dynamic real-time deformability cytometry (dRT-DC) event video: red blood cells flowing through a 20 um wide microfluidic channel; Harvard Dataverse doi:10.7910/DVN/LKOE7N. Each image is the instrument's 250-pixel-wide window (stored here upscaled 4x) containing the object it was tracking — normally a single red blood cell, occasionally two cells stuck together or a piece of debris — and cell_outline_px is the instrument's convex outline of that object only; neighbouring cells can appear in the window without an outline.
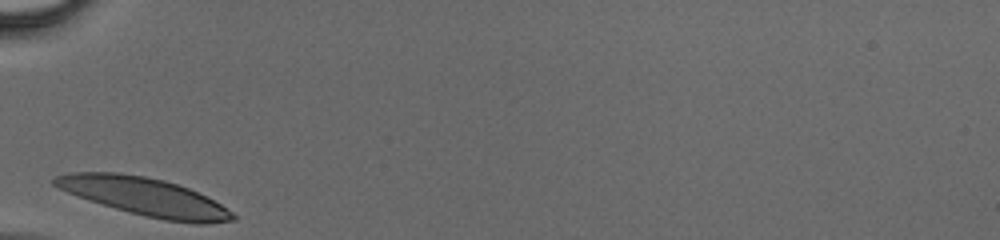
{"species": "human", "species_latin": "Homo sapiens", "temperature_condition": "cold", "stored_images_in_passage": 23, "camera_frame_rate_fps": 3000, "um_per_image_px": 0.085, "donor": {"sex": "male"}, "frame": {"image": 1, "passage_image": 1, "time_ms": 0.0, "image_size_px": [1000, 240], "cell_outline_px": [[236, 220], [208, 224], [196, 224], [164, 220], [144, 216], [88, 200], [68, 192], [52, 184], [52, 180], [56, 176], [72, 172], [116, 172], [144, 176], [164, 180], [188, 188], [220, 204], [232, 212], [236, 216]], "centroid_in_image_um": [12.3, 16.73], "position_along_channel_um": 72.7, "area_um2": 39.07}}
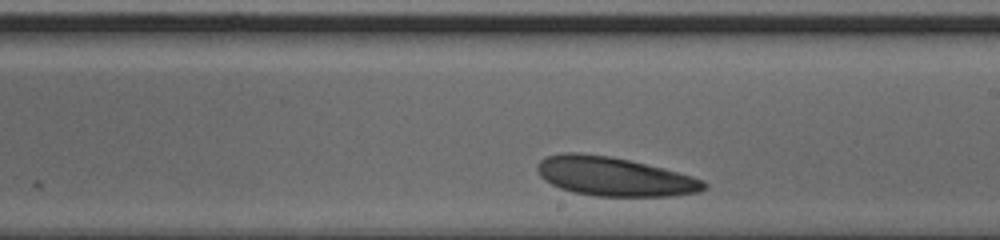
{"frame": {"image": 2, "passage_image": 13, "time_ms": 4.0, "image_size_px": [1000, 240], "cell_outline_px": [[708, 188], [700, 192], [672, 196], [596, 196], [572, 192], [560, 188], [544, 180], [540, 176], [536, 168], [536, 164], [544, 156], [560, 152], [580, 152], [608, 156], [628, 160], [692, 176], [704, 180], [708, 184]], "centroid_in_image_um": [52.17, 15.0], "position_along_channel_um": 236.8, "area_um2": 37.97}}
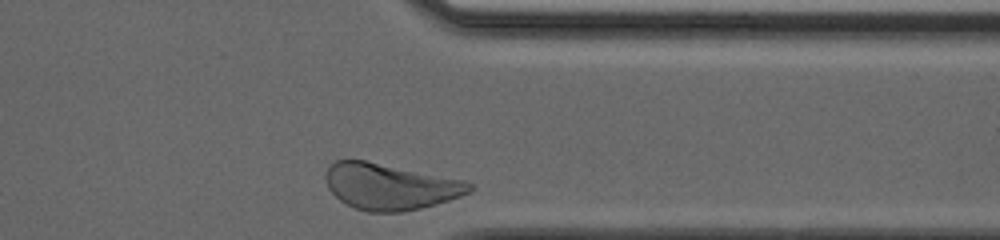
{"frame": {"image": 3, "passage_image": 23, "time_ms": 7.333, "image_size_px": [1000, 240], "cell_outline_px": [[476, 188], [460, 196], [448, 200], [420, 208], [400, 212], [368, 212], [356, 208], [340, 200], [328, 188], [324, 180], [324, 176], [328, 168], [336, 160], [364, 160], [464, 180], [472, 184]], "centroid_in_image_um": [33.14, 15.85], "position_along_channel_um": 378.3, "area_um2": 38.38}}